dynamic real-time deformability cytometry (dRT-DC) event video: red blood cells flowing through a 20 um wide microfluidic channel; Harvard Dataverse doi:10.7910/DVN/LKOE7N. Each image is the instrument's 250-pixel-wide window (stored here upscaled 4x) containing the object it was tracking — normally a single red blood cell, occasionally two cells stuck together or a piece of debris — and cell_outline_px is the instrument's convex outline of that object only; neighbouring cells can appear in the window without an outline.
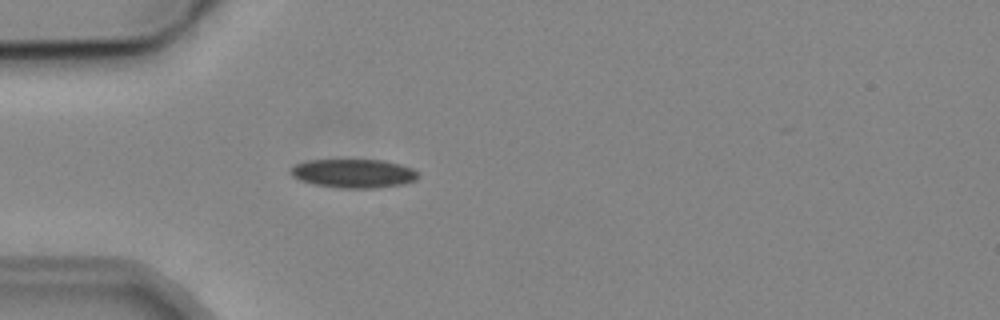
{"species": "common noctule bat (a hibernating species)", "species_latin": "Nyctalus noctula", "temperature_condition": "cold", "stored_images_in_passage": 1, "camera_frame_rate_fps": 3000, "um_per_image_px": 0.085, "animal": {"sex": "male", "body_mass_g": 19.2, "forearm_length_mm": 51.8}, "frame": {"image": 1, "passage_image": 1, "time_ms": 0.0, "image_size_px": [1000, 320], "cell_outline_px": [[420, 176], [416, 180], [404, 184], [376, 188], [340, 188], [316, 184], [300, 180], [292, 176], [288, 172], [296, 164], [308, 160], [384, 160], [400, 164], [412, 168]], "centroid_in_image_um": [30.08, 14.74], "position_along_channel_um": 54.9, "area_um2": 21.39}}